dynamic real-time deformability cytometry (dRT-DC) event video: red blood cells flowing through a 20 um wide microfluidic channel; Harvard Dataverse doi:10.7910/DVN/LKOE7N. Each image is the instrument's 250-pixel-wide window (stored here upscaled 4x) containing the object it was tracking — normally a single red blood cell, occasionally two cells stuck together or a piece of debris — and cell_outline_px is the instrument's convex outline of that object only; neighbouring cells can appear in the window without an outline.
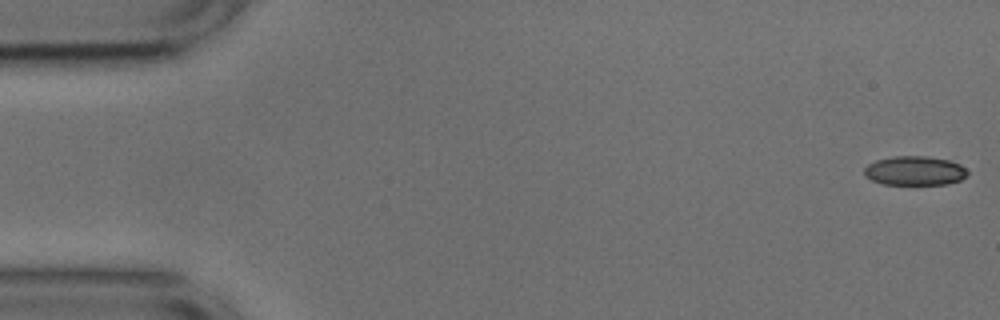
{"species": "common noctule bat (a hibernating species)", "species_latin": "Nyctalus noctula", "temperature_condition": "cold", "stored_images_in_passage": 9, "camera_frame_rate_fps": 3000, "um_per_image_px": 0.085, "animal": {"sex": "male", "body_mass_g": 17.9, "forearm_length_mm": 54.2}, "frame": {"image": 1, "passage_image": 1, "time_ms": 0.0, "image_size_px": [1000, 320], "cell_outline_px": [[968, 176], [960, 180], [948, 184], [884, 184], [872, 180], [864, 176], [864, 168], [868, 164], [876, 160], [892, 156], [928, 156], [948, 160], [960, 164], [968, 172]], "centroid_in_image_um": [77.75, 14.51], "position_along_channel_um": 7.3, "area_um2": 17.63}}